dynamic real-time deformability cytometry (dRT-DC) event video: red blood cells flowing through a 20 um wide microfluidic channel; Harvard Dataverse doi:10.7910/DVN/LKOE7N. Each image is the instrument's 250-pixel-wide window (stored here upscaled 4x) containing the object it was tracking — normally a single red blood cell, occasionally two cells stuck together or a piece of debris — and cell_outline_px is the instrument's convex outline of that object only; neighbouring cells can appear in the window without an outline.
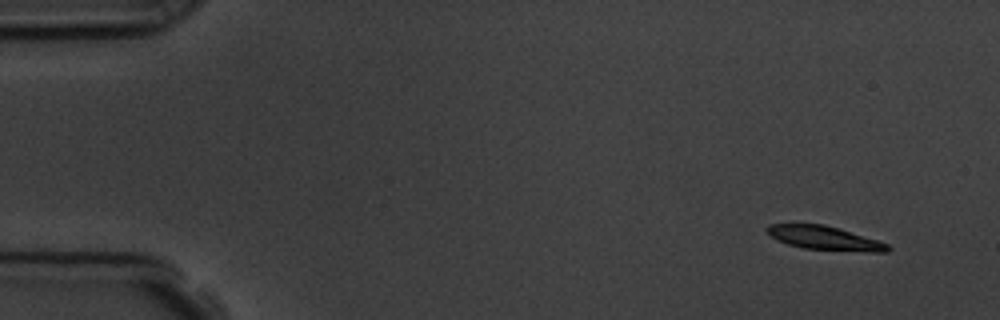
{"species": "common noctule bat (a hibernating species)", "species_latin": "Nyctalus noctula", "temperature_condition": "room temperature", "stored_images_in_passage": 9, "camera_frame_rate_fps": 3000, "um_per_image_px": 0.085, "animal": {"sex": "male", "body_mass_g": 19.5, "forearm_length_mm": 54.6}, "frame": {"image": 1, "passage_image": 1, "time_ms": 0.0, "image_size_px": [1000, 320], "cell_outline_px": [[892, 248], [888, 252], [868, 252], [804, 248], [788, 244], [776, 240], [764, 228], [768, 224], [792, 220], [824, 224], [840, 228], [888, 244]], "centroid_in_image_um": [69.98, 20.17], "position_along_channel_um": 15.0, "area_um2": 17.51}}
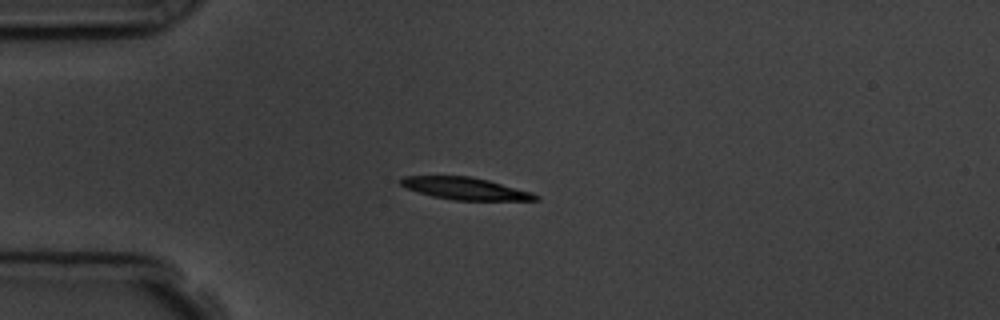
{"frame": {"image": 2, "passage_image": 4, "time_ms": 3.333, "image_size_px": [1000, 320], "cell_outline_px": [[540, 200], [452, 200], [432, 196], [404, 188], [400, 184], [400, 180], [404, 176], [472, 176], [488, 180], [532, 192], [540, 196]], "centroid_in_image_um": [39.54, 16.02], "position_along_channel_um": 45.5, "area_um2": 17.46}}